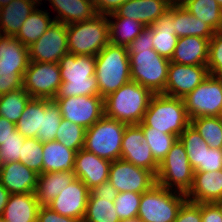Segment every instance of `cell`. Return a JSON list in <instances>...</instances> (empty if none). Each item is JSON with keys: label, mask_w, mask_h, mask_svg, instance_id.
<instances>
[{"label": "cell", "mask_w": 222, "mask_h": 222, "mask_svg": "<svg viewBox=\"0 0 222 222\" xmlns=\"http://www.w3.org/2000/svg\"><path fill=\"white\" fill-rule=\"evenodd\" d=\"M20 162L38 174L43 169V143L36 138H25L20 155Z\"/></svg>", "instance_id": "obj_42"}, {"label": "cell", "mask_w": 222, "mask_h": 222, "mask_svg": "<svg viewBox=\"0 0 222 222\" xmlns=\"http://www.w3.org/2000/svg\"><path fill=\"white\" fill-rule=\"evenodd\" d=\"M222 169V149L210 148L203 156V171L213 172Z\"/></svg>", "instance_id": "obj_48"}, {"label": "cell", "mask_w": 222, "mask_h": 222, "mask_svg": "<svg viewBox=\"0 0 222 222\" xmlns=\"http://www.w3.org/2000/svg\"><path fill=\"white\" fill-rule=\"evenodd\" d=\"M75 154L57 140L44 142L42 173L73 171Z\"/></svg>", "instance_id": "obj_30"}, {"label": "cell", "mask_w": 222, "mask_h": 222, "mask_svg": "<svg viewBox=\"0 0 222 222\" xmlns=\"http://www.w3.org/2000/svg\"><path fill=\"white\" fill-rule=\"evenodd\" d=\"M209 75L207 66L170 62L165 91L162 94L184 99Z\"/></svg>", "instance_id": "obj_16"}, {"label": "cell", "mask_w": 222, "mask_h": 222, "mask_svg": "<svg viewBox=\"0 0 222 222\" xmlns=\"http://www.w3.org/2000/svg\"><path fill=\"white\" fill-rule=\"evenodd\" d=\"M85 135L84 127L62 118L56 133V140L65 147L78 152L84 148Z\"/></svg>", "instance_id": "obj_41"}, {"label": "cell", "mask_w": 222, "mask_h": 222, "mask_svg": "<svg viewBox=\"0 0 222 222\" xmlns=\"http://www.w3.org/2000/svg\"><path fill=\"white\" fill-rule=\"evenodd\" d=\"M108 180L120 192L144 193L157 184L156 175L122 159L111 161Z\"/></svg>", "instance_id": "obj_12"}, {"label": "cell", "mask_w": 222, "mask_h": 222, "mask_svg": "<svg viewBox=\"0 0 222 222\" xmlns=\"http://www.w3.org/2000/svg\"><path fill=\"white\" fill-rule=\"evenodd\" d=\"M142 123L165 134L179 137L191 123L182 98L154 94L150 99Z\"/></svg>", "instance_id": "obj_4"}, {"label": "cell", "mask_w": 222, "mask_h": 222, "mask_svg": "<svg viewBox=\"0 0 222 222\" xmlns=\"http://www.w3.org/2000/svg\"><path fill=\"white\" fill-rule=\"evenodd\" d=\"M127 49H153V31L151 28L149 26L145 27Z\"/></svg>", "instance_id": "obj_51"}, {"label": "cell", "mask_w": 222, "mask_h": 222, "mask_svg": "<svg viewBox=\"0 0 222 222\" xmlns=\"http://www.w3.org/2000/svg\"><path fill=\"white\" fill-rule=\"evenodd\" d=\"M153 31V49L160 55L171 60L178 37L172 24V4L169 9L149 26Z\"/></svg>", "instance_id": "obj_27"}, {"label": "cell", "mask_w": 222, "mask_h": 222, "mask_svg": "<svg viewBox=\"0 0 222 222\" xmlns=\"http://www.w3.org/2000/svg\"><path fill=\"white\" fill-rule=\"evenodd\" d=\"M138 125L144 133L145 141L149 145L155 161L160 164L178 137L162 133L158 130H151L150 127L144 125L142 122Z\"/></svg>", "instance_id": "obj_40"}, {"label": "cell", "mask_w": 222, "mask_h": 222, "mask_svg": "<svg viewBox=\"0 0 222 222\" xmlns=\"http://www.w3.org/2000/svg\"><path fill=\"white\" fill-rule=\"evenodd\" d=\"M77 179L73 171L38 174L35 196L40 206H48L63 189Z\"/></svg>", "instance_id": "obj_25"}, {"label": "cell", "mask_w": 222, "mask_h": 222, "mask_svg": "<svg viewBox=\"0 0 222 222\" xmlns=\"http://www.w3.org/2000/svg\"><path fill=\"white\" fill-rule=\"evenodd\" d=\"M108 23L109 43L125 47H128L145 28L140 21L125 17H109Z\"/></svg>", "instance_id": "obj_33"}, {"label": "cell", "mask_w": 222, "mask_h": 222, "mask_svg": "<svg viewBox=\"0 0 222 222\" xmlns=\"http://www.w3.org/2000/svg\"><path fill=\"white\" fill-rule=\"evenodd\" d=\"M95 56L65 54L59 61L62 83L55 98L99 96Z\"/></svg>", "instance_id": "obj_1"}, {"label": "cell", "mask_w": 222, "mask_h": 222, "mask_svg": "<svg viewBox=\"0 0 222 222\" xmlns=\"http://www.w3.org/2000/svg\"><path fill=\"white\" fill-rule=\"evenodd\" d=\"M172 2H179L180 0H171Z\"/></svg>", "instance_id": "obj_61"}, {"label": "cell", "mask_w": 222, "mask_h": 222, "mask_svg": "<svg viewBox=\"0 0 222 222\" xmlns=\"http://www.w3.org/2000/svg\"><path fill=\"white\" fill-rule=\"evenodd\" d=\"M207 68L209 75L222 77V31L215 32L209 41Z\"/></svg>", "instance_id": "obj_44"}, {"label": "cell", "mask_w": 222, "mask_h": 222, "mask_svg": "<svg viewBox=\"0 0 222 222\" xmlns=\"http://www.w3.org/2000/svg\"><path fill=\"white\" fill-rule=\"evenodd\" d=\"M110 164L111 161L83 148L75 154L73 172L89 190H92L108 180Z\"/></svg>", "instance_id": "obj_18"}, {"label": "cell", "mask_w": 222, "mask_h": 222, "mask_svg": "<svg viewBox=\"0 0 222 222\" xmlns=\"http://www.w3.org/2000/svg\"><path fill=\"white\" fill-rule=\"evenodd\" d=\"M183 100L190 120L222 116V77L208 75Z\"/></svg>", "instance_id": "obj_10"}, {"label": "cell", "mask_w": 222, "mask_h": 222, "mask_svg": "<svg viewBox=\"0 0 222 222\" xmlns=\"http://www.w3.org/2000/svg\"><path fill=\"white\" fill-rule=\"evenodd\" d=\"M210 39L198 36L178 38L170 62L207 66Z\"/></svg>", "instance_id": "obj_22"}, {"label": "cell", "mask_w": 222, "mask_h": 222, "mask_svg": "<svg viewBox=\"0 0 222 222\" xmlns=\"http://www.w3.org/2000/svg\"><path fill=\"white\" fill-rule=\"evenodd\" d=\"M61 120V111L56 101L54 99H44L41 130H38L35 138L42 143L56 140V133Z\"/></svg>", "instance_id": "obj_37"}, {"label": "cell", "mask_w": 222, "mask_h": 222, "mask_svg": "<svg viewBox=\"0 0 222 222\" xmlns=\"http://www.w3.org/2000/svg\"><path fill=\"white\" fill-rule=\"evenodd\" d=\"M38 173L26 167L20 161L3 164L0 182L10 194L34 193Z\"/></svg>", "instance_id": "obj_21"}, {"label": "cell", "mask_w": 222, "mask_h": 222, "mask_svg": "<svg viewBox=\"0 0 222 222\" xmlns=\"http://www.w3.org/2000/svg\"><path fill=\"white\" fill-rule=\"evenodd\" d=\"M95 63V77L102 98L131 81L127 47L108 43L95 56Z\"/></svg>", "instance_id": "obj_2"}, {"label": "cell", "mask_w": 222, "mask_h": 222, "mask_svg": "<svg viewBox=\"0 0 222 222\" xmlns=\"http://www.w3.org/2000/svg\"><path fill=\"white\" fill-rule=\"evenodd\" d=\"M61 83L59 63L30 61L22 87L32 98L54 99Z\"/></svg>", "instance_id": "obj_11"}, {"label": "cell", "mask_w": 222, "mask_h": 222, "mask_svg": "<svg viewBox=\"0 0 222 222\" xmlns=\"http://www.w3.org/2000/svg\"><path fill=\"white\" fill-rule=\"evenodd\" d=\"M117 194L118 191L112 186L111 182L107 180L90 190L88 198H111V202H114Z\"/></svg>", "instance_id": "obj_52"}, {"label": "cell", "mask_w": 222, "mask_h": 222, "mask_svg": "<svg viewBox=\"0 0 222 222\" xmlns=\"http://www.w3.org/2000/svg\"><path fill=\"white\" fill-rule=\"evenodd\" d=\"M191 124L210 148L222 149V116L196 117Z\"/></svg>", "instance_id": "obj_38"}, {"label": "cell", "mask_w": 222, "mask_h": 222, "mask_svg": "<svg viewBox=\"0 0 222 222\" xmlns=\"http://www.w3.org/2000/svg\"><path fill=\"white\" fill-rule=\"evenodd\" d=\"M217 1V3L221 6V8H222V0H216Z\"/></svg>", "instance_id": "obj_59"}, {"label": "cell", "mask_w": 222, "mask_h": 222, "mask_svg": "<svg viewBox=\"0 0 222 222\" xmlns=\"http://www.w3.org/2000/svg\"><path fill=\"white\" fill-rule=\"evenodd\" d=\"M193 177L194 171L188 155L178 138L158 166L157 184L163 188L187 194L192 187Z\"/></svg>", "instance_id": "obj_9"}, {"label": "cell", "mask_w": 222, "mask_h": 222, "mask_svg": "<svg viewBox=\"0 0 222 222\" xmlns=\"http://www.w3.org/2000/svg\"><path fill=\"white\" fill-rule=\"evenodd\" d=\"M121 222H141L138 218L132 220H123Z\"/></svg>", "instance_id": "obj_57"}, {"label": "cell", "mask_w": 222, "mask_h": 222, "mask_svg": "<svg viewBox=\"0 0 222 222\" xmlns=\"http://www.w3.org/2000/svg\"><path fill=\"white\" fill-rule=\"evenodd\" d=\"M179 3L215 32L222 31V8L216 0H180Z\"/></svg>", "instance_id": "obj_31"}, {"label": "cell", "mask_w": 222, "mask_h": 222, "mask_svg": "<svg viewBox=\"0 0 222 222\" xmlns=\"http://www.w3.org/2000/svg\"><path fill=\"white\" fill-rule=\"evenodd\" d=\"M16 132V124L0 116V145H2L3 141L8 137L15 135Z\"/></svg>", "instance_id": "obj_54"}, {"label": "cell", "mask_w": 222, "mask_h": 222, "mask_svg": "<svg viewBox=\"0 0 222 222\" xmlns=\"http://www.w3.org/2000/svg\"><path fill=\"white\" fill-rule=\"evenodd\" d=\"M63 119L78 124L85 129L105 115L104 98L101 96H72L54 98Z\"/></svg>", "instance_id": "obj_13"}, {"label": "cell", "mask_w": 222, "mask_h": 222, "mask_svg": "<svg viewBox=\"0 0 222 222\" xmlns=\"http://www.w3.org/2000/svg\"><path fill=\"white\" fill-rule=\"evenodd\" d=\"M142 194L120 192L114 200V207L120 221L136 219Z\"/></svg>", "instance_id": "obj_43"}, {"label": "cell", "mask_w": 222, "mask_h": 222, "mask_svg": "<svg viewBox=\"0 0 222 222\" xmlns=\"http://www.w3.org/2000/svg\"><path fill=\"white\" fill-rule=\"evenodd\" d=\"M49 13L36 8L24 21L19 32L14 36L24 46L30 47L34 44L53 23Z\"/></svg>", "instance_id": "obj_32"}, {"label": "cell", "mask_w": 222, "mask_h": 222, "mask_svg": "<svg viewBox=\"0 0 222 222\" xmlns=\"http://www.w3.org/2000/svg\"><path fill=\"white\" fill-rule=\"evenodd\" d=\"M24 140L25 137L17 131L15 135H11L3 141V144L0 145V157L4 164L20 161Z\"/></svg>", "instance_id": "obj_45"}, {"label": "cell", "mask_w": 222, "mask_h": 222, "mask_svg": "<svg viewBox=\"0 0 222 222\" xmlns=\"http://www.w3.org/2000/svg\"><path fill=\"white\" fill-rule=\"evenodd\" d=\"M172 24L178 38L187 36L212 38L215 34L208 24L190 14L179 2L172 3Z\"/></svg>", "instance_id": "obj_28"}, {"label": "cell", "mask_w": 222, "mask_h": 222, "mask_svg": "<svg viewBox=\"0 0 222 222\" xmlns=\"http://www.w3.org/2000/svg\"><path fill=\"white\" fill-rule=\"evenodd\" d=\"M202 222H222V203H201Z\"/></svg>", "instance_id": "obj_50"}, {"label": "cell", "mask_w": 222, "mask_h": 222, "mask_svg": "<svg viewBox=\"0 0 222 222\" xmlns=\"http://www.w3.org/2000/svg\"><path fill=\"white\" fill-rule=\"evenodd\" d=\"M23 76L13 70L0 69V96L22 88Z\"/></svg>", "instance_id": "obj_46"}, {"label": "cell", "mask_w": 222, "mask_h": 222, "mask_svg": "<svg viewBox=\"0 0 222 222\" xmlns=\"http://www.w3.org/2000/svg\"><path fill=\"white\" fill-rule=\"evenodd\" d=\"M186 194L155 184L142 193L137 218L141 222H174Z\"/></svg>", "instance_id": "obj_7"}, {"label": "cell", "mask_w": 222, "mask_h": 222, "mask_svg": "<svg viewBox=\"0 0 222 222\" xmlns=\"http://www.w3.org/2000/svg\"><path fill=\"white\" fill-rule=\"evenodd\" d=\"M39 208L35 193L10 194L1 216L7 222H37Z\"/></svg>", "instance_id": "obj_26"}, {"label": "cell", "mask_w": 222, "mask_h": 222, "mask_svg": "<svg viewBox=\"0 0 222 222\" xmlns=\"http://www.w3.org/2000/svg\"><path fill=\"white\" fill-rule=\"evenodd\" d=\"M172 3L171 0H128L107 17H125L140 21L148 27L162 16Z\"/></svg>", "instance_id": "obj_19"}, {"label": "cell", "mask_w": 222, "mask_h": 222, "mask_svg": "<svg viewBox=\"0 0 222 222\" xmlns=\"http://www.w3.org/2000/svg\"><path fill=\"white\" fill-rule=\"evenodd\" d=\"M126 125L104 115L86 129L84 149L109 161L120 159Z\"/></svg>", "instance_id": "obj_8"}, {"label": "cell", "mask_w": 222, "mask_h": 222, "mask_svg": "<svg viewBox=\"0 0 222 222\" xmlns=\"http://www.w3.org/2000/svg\"><path fill=\"white\" fill-rule=\"evenodd\" d=\"M126 1L128 0H96L95 9L98 14L108 15L114 13Z\"/></svg>", "instance_id": "obj_53"}, {"label": "cell", "mask_w": 222, "mask_h": 222, "mask_svg": "<svg viewBox=\"0 0 222 222\" xmlns=\"http://www.w3.org/2000/svg\"><path fill=\"white\" fill-rule=\"evenodd\" d=\"M67 39L69 53L96 56L109 43L107 15L67 25Z\"/></svg>", "instance_id": "obj_6"}, {"label": "cell", "mask_w": 222, "mask_h": 222, "mask_svg": "<svg viewBox=\"0 0 222 222\" xmlns=\"http://www.w3.org/2000/svg\"><path fill=\"white\" fill-rule=\"evenodd\" d=\"M0 222H7L2 216H0Z\"/></svg>", "instance_id": "obj_60"}, {"label": "cell", "mask_w": 222, "mask_h": 222, "mask_svg": "<svg viewBox=\"0 0 222 222\" xmlns=\"http://www.w3.org/2000/svg\"><path fill=\"white\" fill-rule=\"evenodd\" d=\"M174 222H202L201 203L186 200L180 207Z\"/></svg>", "instance_id": "obj_47"}, {"label": "cell", "mask_w": 222, "mask_h": 222, "mask_svg": "<svg viewBox=\"0 0 222 222\" xmlns=\"http://www.w3.org/2000/svg\"><path fill=\"white\" fill-rule=\"evenodd\" d=\"M58 15L53 18L54 21L69 25L76 22H82L92 19L98 13L95 9V3L90 0H48Z\"/></svg>", "instance_id": "obj_29"}, {"label": "cell", "mask_w": 222, "mask_h": 222, "mask_svg": "<svg viewBox=\"0 0 222 222\" xmlns=\"http://www.w3.org/2000/svg\"><path fill=\"white\" fill-rule=\"evenodd\" d=\"M154 94L130 81L104 98L105 116L127 125L139 124Z\"/></svg>", "instance_id": "obj_3"}, {"label": "cell", "mask_w": 222, "mask_h": 222, "mask_svg": "<svg viewBox=\"0 0 222 222\" xmlns=\"http://www.w3.org/2000/svg\"><path fill=\"white\" fill-rule=\"evenodd\" d=\"M184 145L190 165L194 172L203 171V156L209 146L190 123L178 137Z\"/></svg>", "instance_id": "obj_34"}, {"label": "cell", "mask_w": 222, "mask_h": 222, "mask_svg": "<svg viewBox=\"0 0 222 222\" xmlns=\"http://www.w3.org/2000/svg\"><path fill=\"white\" fill-rule=\"evenodd\" d=\"M28 49L30 61L59 63L69 53L67 25L53 21L47 31Z\"/></svg>", "instance_id": "obj_14"}, {"label": "cell", "mask_w": 222, "mask_h": 222, "mask_svg": "<svg viewBox=\"0 0 222 222\" xmlns=\"http://www.w3.org/2000/svg\"><path fill=\"white\" fill-rule=\"evenodd\" d=\"M29 49L14 36H0V69L24 75L29 65Z\"/></svg>", "instance_id": "obj_24"}, {"label": "cell", "mask_w": 222, "mask_h": 222, "mask_svg": "<svg viewBox=\"0 0 222 222\" xmlns=\"http://www.w3.org/2000/svg\"><path fill=\"white\" fill-rule=\"evenodd\" d=\"M137 167L157 175L159 164L145 141L144 133L138 124L126 125L121 145V158Z\"/></svg>", "instance_id": "obj_15"}, {"label": "cell", "mask_w": 222, "mask_h": 222, "mask_svg": "<svg viewBox=\"0 0 222 222\" xmlns=\"http://www.w3.org/2000/svg\"><path fill=\"white\" fill-rule=\"evenodd\" d=\"M40 0H12L0 10V32L3 36H15L27 17L38 7ZM36 5V6H35Z\"/></svg>", "instance_id": "obj_23"}, {"label": "cell", "mask_w": 222, "mask_h": 222, "mask_svg": "<svg viewBox=\"0 0 222 222\" xmlns=\"http://www.w3.org/2000/svg\"><path fill=\"white\" fill-rule=\"evenodd\" d=\"M11 1H12V0H0V6H1V8H2L3 6L8 5Z\"/></svg>", "instance_id": "obj_56"}, {"label": "cell", "mask_w": 222, "mask_h": 222, "mask_svg": "<svg viewBox=\"0 0 222 222\" xmlns=\"http://www.w3.org/2000/svg\"><path fill=\"white\" fill-rule=\"evenodd\" d=\"M131 81L148 88L153 94H162L168 78L170 60L154 49H128Z\"/></svg>", "instance_id": "obj_5"}, {"label": "cell", "mask_w": 222, "mask_h": 222, "mask_svg": "<svg viewBox=\"0 0 222 222\" xmlns=\"http://www.w3.org/2000/svg\"><path fill=\"white\" fill-rule=\"evenodd\" d=\"M44 99L31 98L16 123L17 131L25 138H35L41 130Z\"/></svg>", "instance_id": "obj_35"}, {"label": "cell", "mask_w": 222, "mask_h": 222, "mask_svg": "<svg viewBox=\"0 0 222 222\" xmlns=\"http://www.w3.org/2000/svg\"><path fill=\"white\" fill-rule=\"evenodd\" d=\"M186 198L194 203H222V169L194 172L193 184Z\"/></svg>", "instance_id": "obj_20"}, {"label": "cell", "mask_w": 222, "mask_h": 222, "mask_svg": "<svg viewBox=\"0 0 222 222\" xmlns=\"http://www.w3.org/2000/svg\"><path fill=\"white\" fill-rule=\"evenodd\" d=\"M37 222H83L80 219L63 216L48 206H40L38 211Z\"/></svg>", "instance_id": "obj_49"}, {"label": "cell", "mask_w": 222, "mask_h": 222, "mask_svg": "<svg viewBox=\"0 0 222 222\" xmlns=\"http://www.w3.org/2000/svg\"><path fill=\"white\" fill-rule=\"evenodd\" d=\"M90 190L80 179L70 183L52 200L48 207L53 211L83 221Z\"/></svg>", "instance_id": "obj_17"}, {"label": "cell", "mask_w": 222, "mask_h": 222, "mask_svg": "<svg viewBox=\"0 0 222 222\" xmlns=\"http://www.w3.org/2000/svg\"><path fill=\"white\" fill-rule=\"evenodd\" d=\"M9 196V191L0 182V216L2 215L3 210L5 209Z\"/></svg>", "instance_id": "obj_55"}, {"label": "cell", "mask_w": 222, "mask_h": 222, "mask_svg": "<svg viewBox=\"0 0 222 222\" xmlns=\"http://www.w3.org/2000/svg\"><path fill=\"white\" fill-rule=\"evenodd\" d=\"M32 97L22 87L0 96V116L16 124Z\"/></svg>", "instance_id": "obj_36"}, {"label": "cell", "mask_w": 222, "mask_h": 222, "mask_svg": "<svg viewBox=\"0 0 222 222\" xmlns=\"http://www.w3.org/2000/svg\"><path fill=\"white\" fill-rule=\"evenodd\" d=\"M83 222H121L111 198H88Z\"/></svg>", "instance_id": "obj_39"}, {"label": "cell", "mask_w": 222, "mask_h": 222, "mask_svg": "<svg viewBox=\"0 0 222 222\" xmlns=\"http://www.w3.org/2000/svg\"><path fill=\"white\" fill-rule=\"evenodd\" d=\"M3 161L1 160V157H0V171H1V169H2V167H3Z\"/></svg>", "instance_id": "obj_58"}]
</instances>
